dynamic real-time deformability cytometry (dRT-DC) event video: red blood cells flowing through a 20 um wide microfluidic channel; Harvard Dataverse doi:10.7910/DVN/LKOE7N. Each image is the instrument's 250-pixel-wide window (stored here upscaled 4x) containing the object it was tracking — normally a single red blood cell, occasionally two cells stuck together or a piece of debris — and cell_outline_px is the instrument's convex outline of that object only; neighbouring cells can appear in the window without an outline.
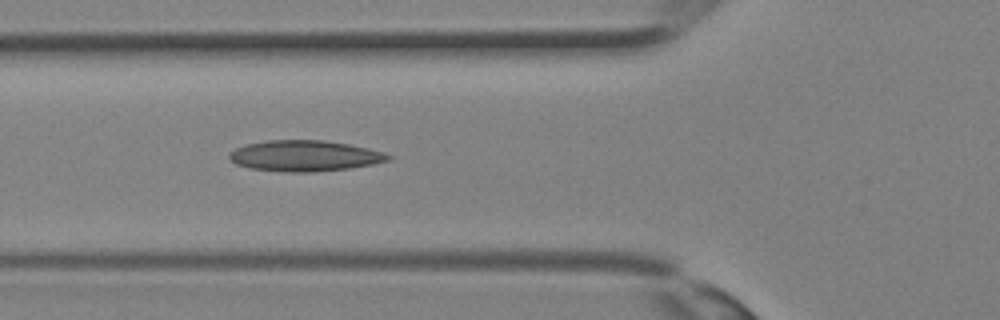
{"species": "Egyptian fruit bat (a non-hibernating species)", "species_latin": "Rousettus aegyptiacus", "temperature_condition": "room temperature", "stored_images_in_passage": 13, "camera_frame_rate_fps": 3000, "um_per_image_px": 0.085, "animal": {"sex": "female"}, "frame": {"image": 1, "passage_image": 13, "time_ms": 4.0, "image_size_px": [1000, 320], "cell_outline_px": [[392, 156], [388, 160], [372, 164], [348, 168], [312, 172], [288, 172], [248, 168], [236, 164], [228, 156], [236, 148], [244, 144], [268, 140], [324, 140], [348, 144], [368, 148], [384, 152]], "centroid_in_image_um": [25.88, 13.24], "position_along_channel_um": 99.9, "area_um2": 28.44}}